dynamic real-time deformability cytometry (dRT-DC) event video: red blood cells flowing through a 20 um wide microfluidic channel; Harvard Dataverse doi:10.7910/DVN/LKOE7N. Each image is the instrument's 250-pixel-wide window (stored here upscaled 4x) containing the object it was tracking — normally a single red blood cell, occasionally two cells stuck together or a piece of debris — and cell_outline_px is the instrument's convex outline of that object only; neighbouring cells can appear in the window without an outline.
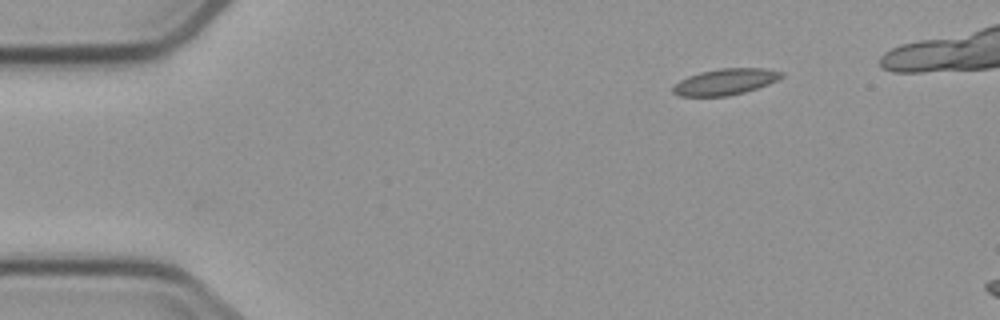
{"species": "common noctule bat (a hibernating species)", "species_latin": "Nyctalus noctula", "temperature_condition": "cold", "stored_images_in_passage": 3, "camera_frame_rate_fps": 3000, "um_per_image_px": 0.085, "animal": {"sex": "male", "body_mass_g": 23.1, "forearm_length_mm": 52.7}, "frame": {"image": 1, "passage_image": 3, "time_ms": 2.0, "image_size_px": [1000, 320], "cell_outline_px": [[784, 76], [768, 84], [744, 92], [728, 96], [680, 96], [672, 92], [672, 88], [680, 80], [688, 76], [700, 72], [720, 68], [768, 68], [784, 72]], "centroid_in_image_um": [61.67, 6.94], "position_along_channel_um": 23.3, "area_um2": 16.53}}